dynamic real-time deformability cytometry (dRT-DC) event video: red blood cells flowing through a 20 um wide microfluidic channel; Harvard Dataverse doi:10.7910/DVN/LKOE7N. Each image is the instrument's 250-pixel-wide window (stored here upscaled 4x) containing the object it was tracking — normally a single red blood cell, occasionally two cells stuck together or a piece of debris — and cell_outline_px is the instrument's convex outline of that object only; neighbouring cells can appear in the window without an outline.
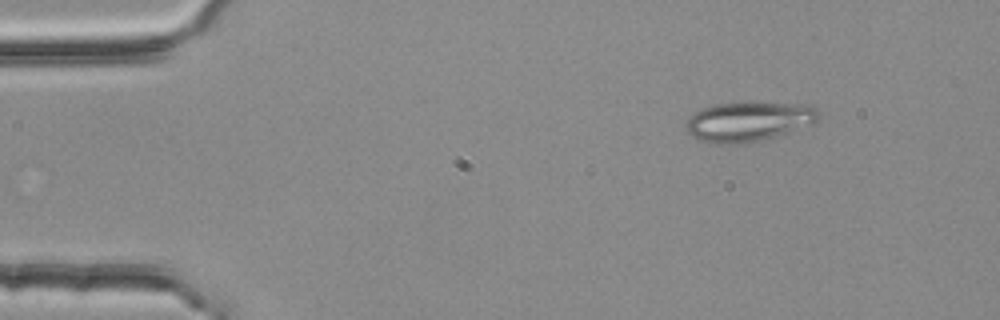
{"species": "common noctule bat (a hibernating species)", "species_latin": "Nyctalus noctula", "temperature_condition": "room temperature", "stored_images_in_passage": 4, "camera_frame_rate_fps": 3000, "um_per_image_px": 0.085, "animal": {"sex": "female", "body_mass_g": 25.1}, "frame": {"image": 1, "passage_image": 2, "time_ms": 0.333, "image_size_px": [1000, 320], "cell_outline_px": [[820, 120], [816, 124], [760, 140], [736, 144], [712, 144], [696, 140], [684, 128], [692, 112], [716, 104], [812, 104], [820, 112]], "centroid_in_image_um": [63.64, 10.36], "position_along_channel_um": 21.4, "area_um2": 30.52}}